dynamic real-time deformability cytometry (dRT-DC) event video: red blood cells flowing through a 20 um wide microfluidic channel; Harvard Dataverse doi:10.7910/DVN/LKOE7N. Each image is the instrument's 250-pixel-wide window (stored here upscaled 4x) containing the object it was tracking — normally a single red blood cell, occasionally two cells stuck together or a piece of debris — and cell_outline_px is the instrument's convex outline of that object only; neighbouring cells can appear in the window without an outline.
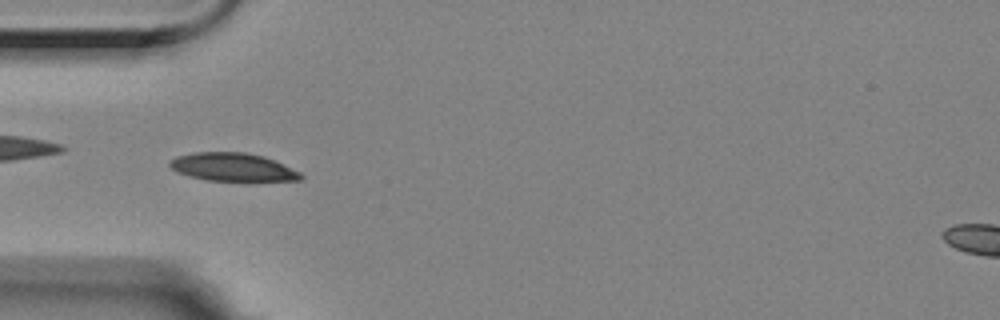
{"species": "Egyptian fruit bat (a non-hibernating species)", "species_latin": "Rousettus aegyptiacus", "temperature_condition": "room temperature", "stored_images_in_passage": 43, "camera_frame_rate_fps": 3000, "um_per_image_px": 0.085, "animal": {"sex": "female"}, "frame": {"image": 1, "passage_image": 3, "time_ms": 0.667, "image_size_px": [1000, 320], "cell_outline_px": [[304, 176], [300, 180], [248, 184], [244, 184], [204, 180], [188, 176], [176, 172], [168, 164], [168, 160], [176, 156], [192, 152], [244, 152], [264, 156], [300, 172]], "centroid_in_image_um": [19.8, 14.27], "position_along_channel_um": 65.2, "area_um2": 22.83}}
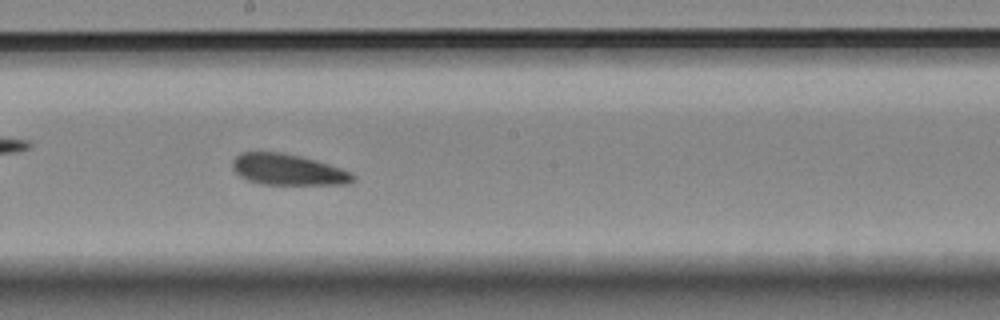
{"frame": {"image": 2, "passage_image": 17, "time_ms": 5.333, "image_size_px": [1000, 320], "cell_outline_px": [[356, 180], [348, 184], [260, 184], [248, 180], [240, 176], [232, 168], [232, 160], [240, 152], [280, 152], [300, 156], [316, 160], [340, 168], [356, 176]], "centroid_in_image_um": [24.45, 14.42], "position_along_channel_um": 223.7, "area_um2": 21.73}}
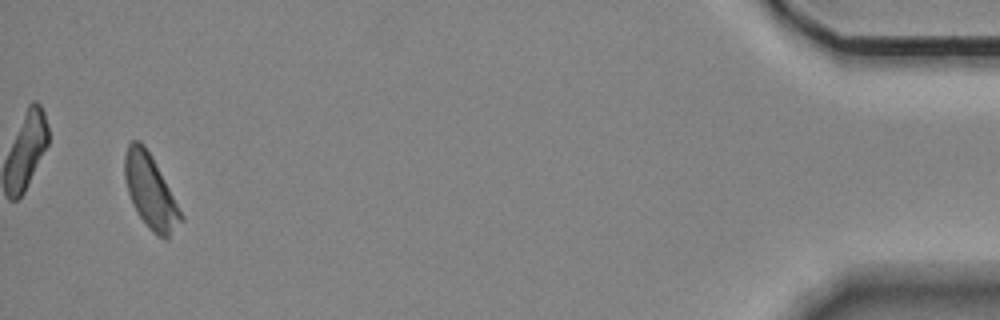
{"frame": {"image": 3, "passage_image": 41, "time_ms": 13.333, "image_size_px": [1000, 320], "cell_outline_px": [[184, 220], [168, 240], [164, 240], [156, 236], [148, 228], [132, 204], [128, 192], [124, 176], [124, 156], [128, 144], [132, 140], [140, 140], [144, 144], [152, 156], [184, 216]], "centroid_in_image_um": [12.8, 16.31], "position_along_channel_um": 422.4, "area_um2": 24.39}, "authors_computed_cell_mechanics": {"area_um2": 22.542, "velocity_mm_per_s": 3.4225, "shape_relaxation_time_tau1_ms": 2.15, "shape_relaxation_time_tau2_ms": null, "deformation_change_tau1": 0.0479, "deformation_change_tau2": null}}